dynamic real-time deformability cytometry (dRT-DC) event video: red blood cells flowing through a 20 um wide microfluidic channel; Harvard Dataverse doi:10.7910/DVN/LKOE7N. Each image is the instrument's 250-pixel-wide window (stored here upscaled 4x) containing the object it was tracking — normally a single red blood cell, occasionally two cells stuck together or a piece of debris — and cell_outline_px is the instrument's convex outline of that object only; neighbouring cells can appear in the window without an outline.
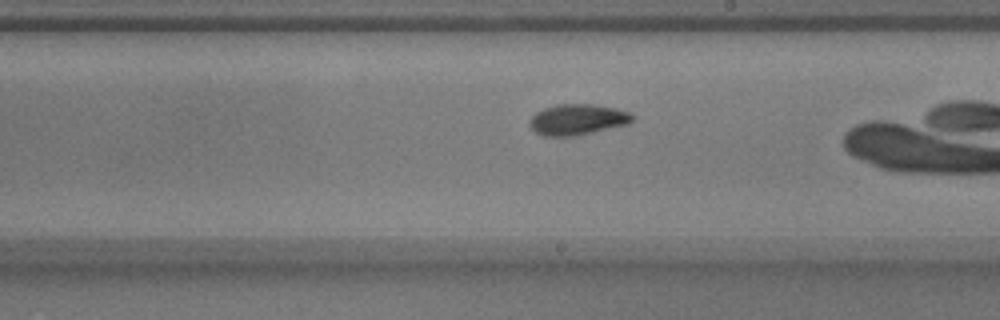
{"species": "common noctule bat (a hibernating species)", "species_latin": "Nyctalus noctula", "temperature_condition": "warm", "stored_images_in_passage": 39, "camera_frame_rate_fps": 3000, "um_per_image_px": 0.085, "animal": {"sex": "male", "body_mass_g": 17.9}, "frame": {"image": 1, "passage_image": 28, "time_ms": 9.0, "image_size_px": [1000, 320], "cell_outline_px": [[632, 120], [628, 124], [576, 136], [544, 136], [536, 132], [528, 124], [528, 120], [536, 112], [544, 108], [556, 104], [596, 104], [616, 108], [628, 112], [632, 116]], "centroid_in_image_um": [49.05, 10.15], "position_along_channel_um": 239.9, "area_um2": 18.5}}